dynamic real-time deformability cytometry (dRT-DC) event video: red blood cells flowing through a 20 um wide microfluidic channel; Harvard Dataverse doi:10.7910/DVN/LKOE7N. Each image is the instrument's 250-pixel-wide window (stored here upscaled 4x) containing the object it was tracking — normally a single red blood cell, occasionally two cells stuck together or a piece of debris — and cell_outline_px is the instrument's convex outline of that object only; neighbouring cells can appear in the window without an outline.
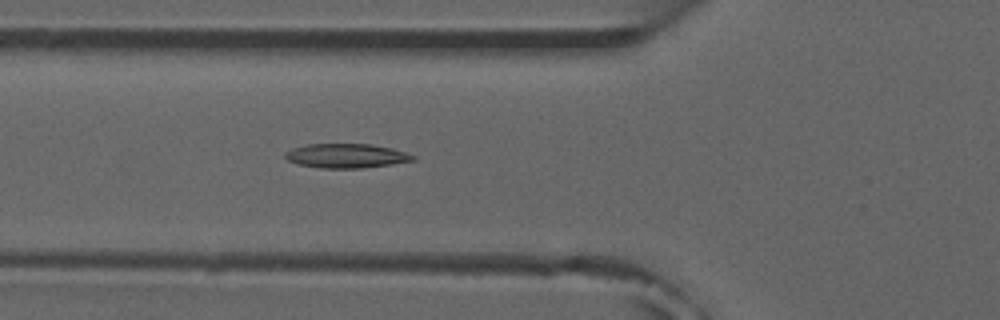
{"species": "common noctule bat (a hibernating species)", "species_latin": "Nyctalus noctula", "temperature_condition": "room temperature", "stored_images_in_passage": 2, "camera_frame_rate_fps": 3000, "um_per_image_px": 0.085, "animal": {"sex": "male", "forearm_length_mm": 52.5}, "frame": {"image": 1, "passage_image": 2, "time_ms": 1.0, "image_size_px": [1000, 320], "cell_outline_px": [[416, 160], [392, 164], [364, 168], [320, 168], [300, 164], [288, 160], [284, 156], [284, 152], [292, 148], [308, 144], [372, 144], [392, 148], [416, 156]], "centroid_in_image_um": [29.45, 13.24], "position_along_channel_um": 96.4, "area_um2": 18.09}}